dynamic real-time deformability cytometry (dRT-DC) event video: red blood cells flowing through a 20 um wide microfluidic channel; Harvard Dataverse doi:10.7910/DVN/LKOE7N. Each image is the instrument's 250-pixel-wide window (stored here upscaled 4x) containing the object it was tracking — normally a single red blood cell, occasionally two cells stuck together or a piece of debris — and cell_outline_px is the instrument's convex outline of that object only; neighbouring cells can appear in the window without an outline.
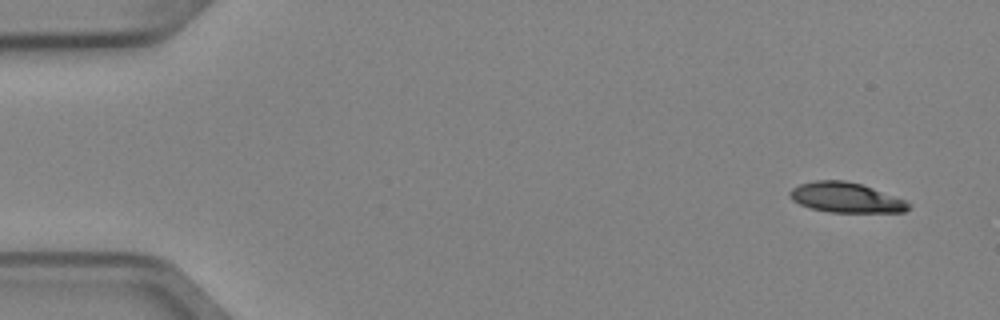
{"species": "Egyptian fruit bat (a non-hibernating species)", "species_latin": "Rousettus aegyptiacus", "temperature_condition": "cold", "stored_images_in_passage": 4, "camera_frame_rate_fps": 3000, "um_per_image_px": 0.085, "animal": {"sex": "female"}, "frame": {"image": 1, "passage_image": 1, "time_ms": 0.0, "image_size_px": [1000, 320], "cell_outline_px": [[912, 208], [904, 212], [828, 212], [812, 208], [800, 204], [792, 200], [788, 196], [788, 192], [792, 188], [800, 184], [816, 180], [844, 180], [860, 184], [872, 188], [904, 200], [912, 204]], "centroid_in_image_um": [71.89, 16.8], "position_along_channel_um": 13.1, "area_um2": 20.69}}